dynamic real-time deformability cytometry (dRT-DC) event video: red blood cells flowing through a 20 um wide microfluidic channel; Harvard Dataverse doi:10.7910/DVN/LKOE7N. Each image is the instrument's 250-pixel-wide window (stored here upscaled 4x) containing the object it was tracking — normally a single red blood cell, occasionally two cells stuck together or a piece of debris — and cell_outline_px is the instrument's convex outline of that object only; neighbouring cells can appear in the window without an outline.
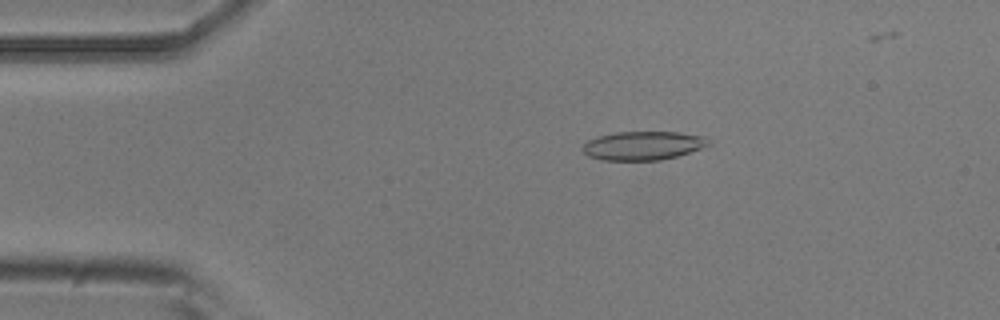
{"species": "common noctule bat (a hibernating species)", "species_latin": "Nyctalus noctula", "temperature_condition": "room temperature", "stored_images_in_passage": 6, "camera_frame_rate_fps": 3000, "um_per_image_px": 0.085, "animal": {"sex": "male", "body_mass_g": 20.5, "forearm_length_mm": 52.5}, "frame": {"image": 1, "passage_image": 6, "time_ms": 1.667, "image_size_px": [1000, 320], "cell_outline_px": [[712, 144], [676, 156], [660, 160], [600, 160], [588, 156], [580, 148], [588, 140], [600, 136], [616, 132], [680, 132], [704, 136], [712, 140]], "centroid_in_image_um": [54.67, 12.37], "position_along_channel_um": 30.3, "area_um2": 21.1}}